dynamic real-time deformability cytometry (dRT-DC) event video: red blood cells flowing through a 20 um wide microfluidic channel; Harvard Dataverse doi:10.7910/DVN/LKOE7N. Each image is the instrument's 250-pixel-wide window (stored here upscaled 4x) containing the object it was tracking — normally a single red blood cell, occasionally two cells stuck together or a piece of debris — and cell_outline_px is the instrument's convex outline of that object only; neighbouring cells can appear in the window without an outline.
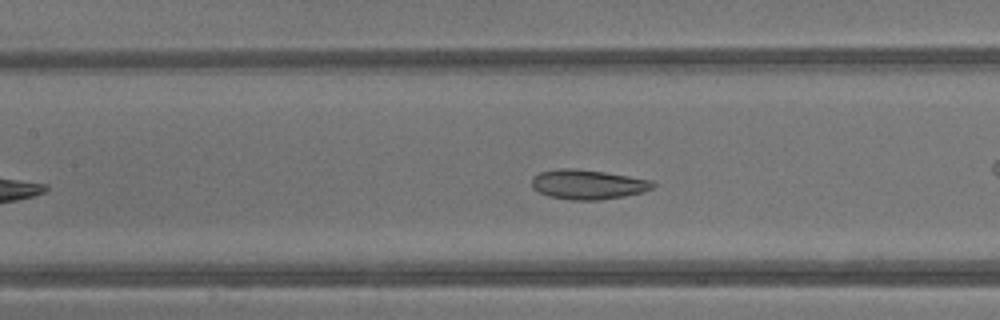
{"species": "common noctule bat (a hibernating species)", "species_latin": "Nyctalus noctula", "temperature_condition": "warm", "stored_images_in_passage": 29, "camera_frame_rate_fps": 3000, "um_per_image_px": 0.085, "animal": {"sex": "male", "body_mass_g": 13.3}, "frame": {"image": 1, "passage_image": 8, "time_ms": 2.333, "image_size_px": [1000, 320], "cell_outline_px": [[656, 184], [652, 188], [644, 192], [624, 196], [596, 200], [572, 200], [548, 196], [532, 188], [532, 180], [540, 172], [560, 168], [576, 168], [604, 172], [652, 180]], "centroid_in_image_um": [49.98, 15.68], "position_along_channel_um": 157.4, "area_um2": 20.81}, "authors_computed_cell_mechanics": {"area_um2": 20.6346, "velocity_mm_per_s": 4.8495, "shape_relaxation_time_tau1_ms": 6.4436, "shape_relaxation_time_tau2_ms": 1.9943, "deformation_change_tau1": 0.1262, "deformation_change_tau2": 0.0835}}